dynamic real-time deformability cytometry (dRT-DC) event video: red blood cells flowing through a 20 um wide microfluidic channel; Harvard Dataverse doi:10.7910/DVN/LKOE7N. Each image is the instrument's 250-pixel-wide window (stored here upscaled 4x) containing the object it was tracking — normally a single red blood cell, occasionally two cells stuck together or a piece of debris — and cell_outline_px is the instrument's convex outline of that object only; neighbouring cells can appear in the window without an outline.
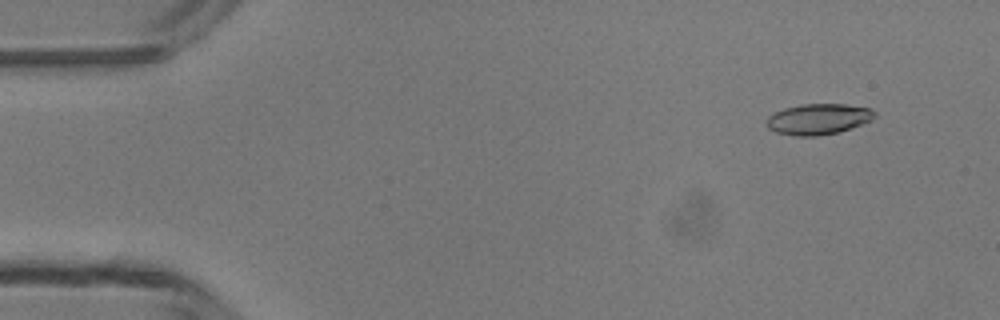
{"species": "common noctule bat (a hibernating species)", "species_latin": "Nyctalus noctula", "temperature_condition": "room temperature", "stored_images_in_passage": 37, "camera_frame_rate_fps": 3000, "um_per_image_px": 0.085, "animal": {"sex": "male", "body_mass_g": 13.3}, "frame": {"image": 1, "passage_image": 4, "time_ms": 1.0, "image_size_px": [1000, 320], "cell_outline_px": [[876, 116], [872, 120], [836, 132], [820, 136], [796, 136], [776, 132], [768, 128], [768, 116], [784, 108], [800, 104], [844, 104], [872, 108], [876, 112]], "centroid_in_image_um": [69.57, 10.11], "position_along_channel_um": 15.4, "area_um2": 19.25}}
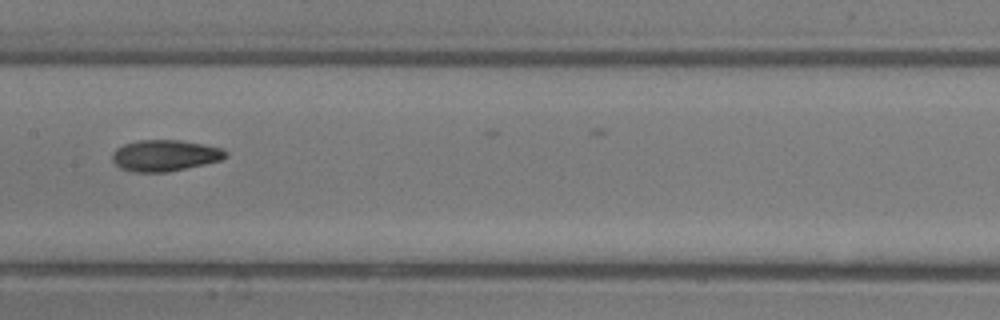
{"frame": {"image": 2, "passage_image": 24, "time_ms": 7.667, "image_size_px": [1000, 320], "cell_outline_px": [[228, 156], [220, 160], [204, 164], [164, 172], [136, 172], [120, 168], [112, 160], [112, 152], [116, 148], [124, 144], [136, 140], [180, 140], [204, 144], [224, 148], [228, 152]], "centroid_in_image_um": [14.02, 13.2], "position_along_channel_um": 193.4, "area_um2": 20.69}}
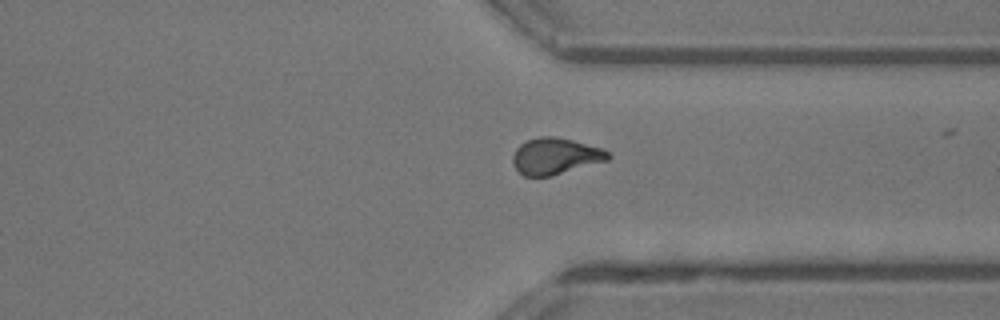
{"frame": {"image": 3, "passage_image": 36, "time_ms": 11.667, "image_size_px": [1000, 320], "cell_outline_px": [[612, 156], [608, 160], [552, 176], [524, 176], [516, 168], [512, 160], [512, 156], [516, 148], [520, 144], [528, 140], [540, 136], [556, 136], [604, 148]], "centroid_in_image_um": [47.22, 13.26], "position_along_channel_um": 364.2, "area_um2": 20.29}}